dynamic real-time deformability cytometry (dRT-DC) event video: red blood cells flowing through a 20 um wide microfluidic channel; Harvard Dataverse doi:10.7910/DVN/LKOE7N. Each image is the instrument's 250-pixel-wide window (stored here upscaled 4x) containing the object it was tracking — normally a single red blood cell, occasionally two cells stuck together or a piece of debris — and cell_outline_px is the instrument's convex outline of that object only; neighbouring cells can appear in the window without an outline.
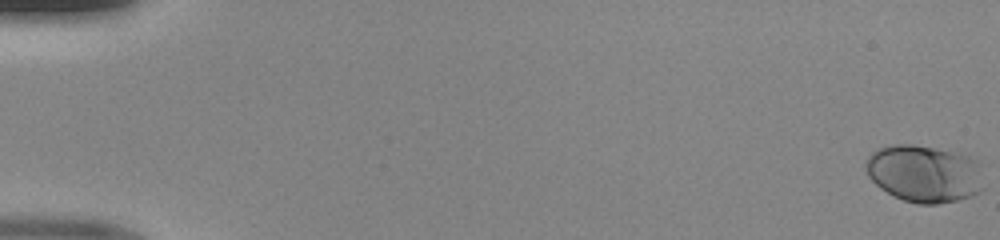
{"species": "human", "species_latin": "Homo sapiens", "temperature_condition": "room temperature", "stored_images_in_passage": 50, "camera_frame_rate_fps": 3000, "um_per_image_px": 0.085, "donor": {"sex": "male"}, "frame": {"image": 1, "passage_image": 1, "time_ms": 0.0, "image_size_px": [1000, 240], "cell_outline_px": [[984, 188], [980, 192], [972, 196], [940, 204], [916, 204], [892, 196], [880, 188], [868, 176], [864, 168], [864, 164], [868, 156], [872, 152], [880, 148], [892, 144], [912, 144], [952, 152], [968, 156], [976, 160]], "centroid_in_image_um": [78.52, 14.78], "position_along_channel_um": 6.5, "area_um2": 39.42}}
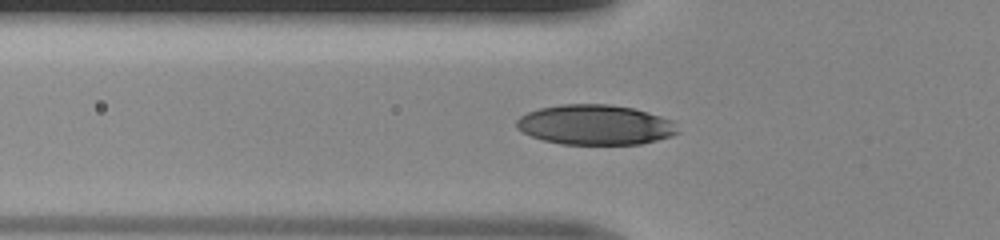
{"frame": {"image": 2, "passage_image": 19, "time_ms": 6.0, "image_size_px": [1000, 240], "cell_outline_px": [[680, 132], [672, 136], [640, 144], [560, 144], [544, 140], [532, 136], [516, 128], [516, 120], [520, 116], [528, 112], [540, 108], [560, 104], [608, 104], [632, 108], [648, 112], [672, 120]], "centroid_in_image_um": [50.6, 10.61], "position_along_channel_um": 75.2, "area_um2": 37.57}}
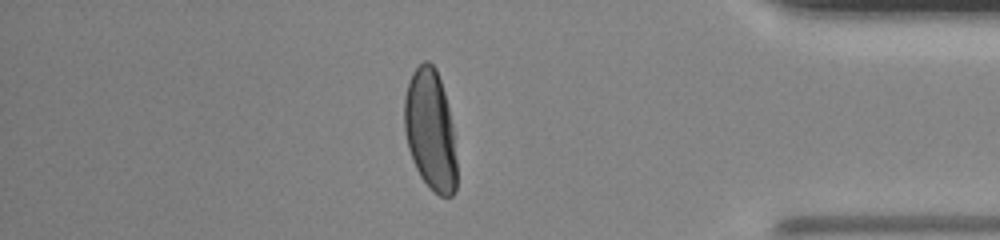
{"frame": {"image": 3, "passage_image": 44, "time_ms": 14.333, "image_size_px": [1000, 240], "cell_outline_px": [[456, 192], [452, 196], [440, 196], [420, 176], [412, 160], [408, 148], [404, 132], [404, 100], [408, 84], [412, 72], [424, 60], [428, 60], [436, 68], [444, 92], [452, 124], [456, 160]], "centroid_in_image_um": [36.57, 11.05], "position_along_channel_um": 398.6, "area_um2": 36.65}}